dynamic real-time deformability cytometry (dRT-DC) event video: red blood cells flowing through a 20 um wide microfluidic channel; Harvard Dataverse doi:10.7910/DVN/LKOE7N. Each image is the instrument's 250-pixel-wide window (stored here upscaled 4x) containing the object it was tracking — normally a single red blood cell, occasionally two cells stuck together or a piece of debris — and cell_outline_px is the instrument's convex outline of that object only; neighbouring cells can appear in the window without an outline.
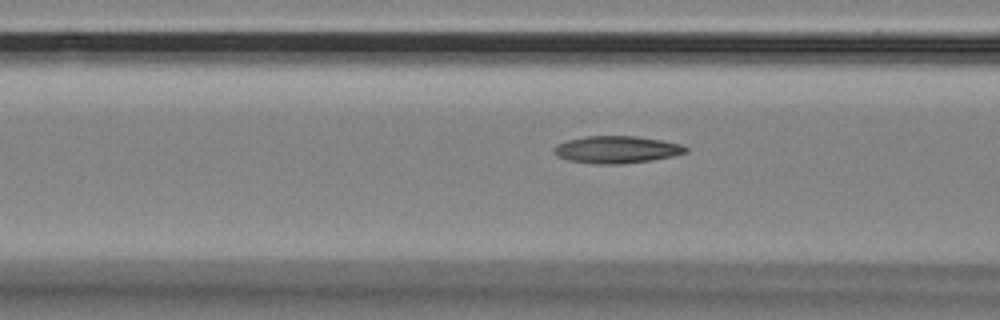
{"species": "Egyptian fruit bat (a non-hibernating species)", "species_latin": "Rousettus aegyptiacus", "temperature_condition": "room temperature", "stored_images_in_passage": 40, "camera_frame_rate_fps": 3000, "um_per_image_px": 0.085, "animal": {"sex": "female"}, "frame": {"image": 1, "passage_image": 7, "time_ms": 2.0, "image_size_px": [1000, 320], "cell_outline_px": [[688, 152], [672, 156], [652, 160], [620, 164], [596, 164], [568, 160], [556, 156], [552, 148], [556, 144], [568, 140], [588, 136], [636, 136], [660, 140], [680, 144], [688, 148]], "centroid_in_image_um": [52.39, 12.72], "position_along_channel_um": 114.2, "area_um2": 20.87}}
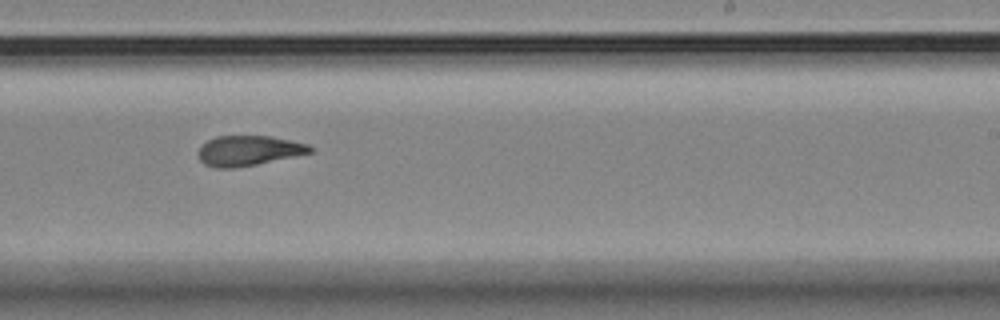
{"frame": {"image": 2, "passage_image": 20, "time_ms": 6.333, "image_size_px": [1000, 320], "cell_outline_px": [[312, 152], [256, 164], [232, 168], [216, 168], [204, 164], [200, 160], [196, 152], [208, 140], [216, 136], [272, 136], [308, 144], [312, 148]], "centroid_in_image_um": [21.09, 12.8], "position_along_channel_um": 267.9, "area_um2": 19.42}}
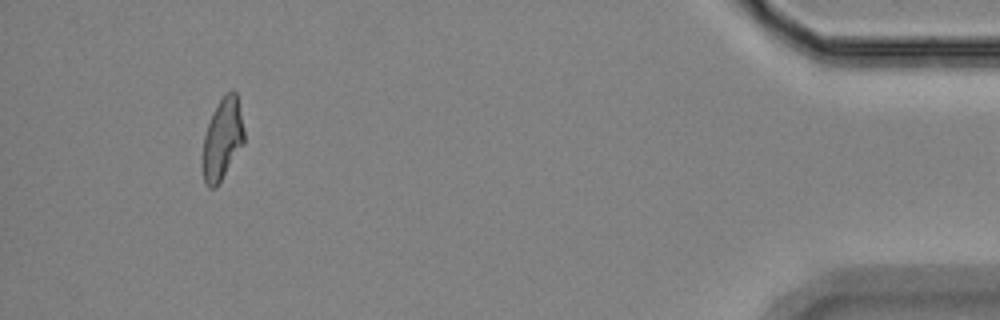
{"frame": {"image": 3, "passage_image": 38, "time_ms": 12.333, "image_size_px": [1000, 320], "cell_outline_px": [[244, 144], [216, 188], [208, 188], [204, 184], [200, 164], [204, 136], [212, 112], [220, 100], [232, 88], [236, 92], [244, 132]], "centroid_in_image_um": [18.86, 11.9], "position_along_channel_um": 416.3, "area_um2": 20.0}, "authors_computed_cell_mechanics": {"area_um2": 20.23, "velocity_mm_per_s": 3.5453, "shape_relaxation_time_tau1_ms": null, "shape_relaxation_time_tau2_ms": 4.405, "deformation_change_tau1": null, "deformation_change_tau2": 0.1274}}